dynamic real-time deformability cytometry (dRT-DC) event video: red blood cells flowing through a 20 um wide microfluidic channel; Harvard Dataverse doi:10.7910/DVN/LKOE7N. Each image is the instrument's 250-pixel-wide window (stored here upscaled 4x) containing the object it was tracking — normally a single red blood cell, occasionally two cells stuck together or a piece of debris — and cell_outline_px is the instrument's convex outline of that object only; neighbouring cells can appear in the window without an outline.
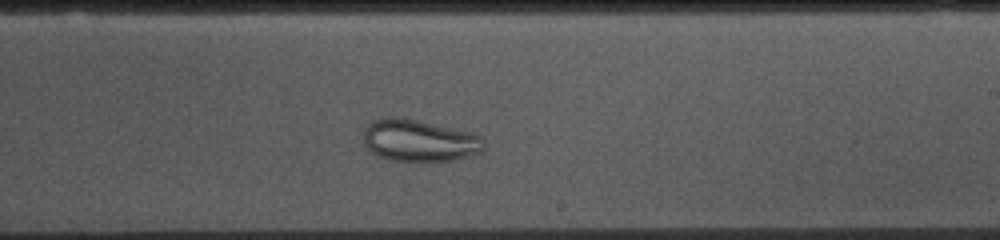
{"species": "common noctule bat (a hibernating species)", "species_latin": "Nyctalus noctula", "temperature_condition": "cold", "stored_images_in_passage": 38, "camera_frame_rate_fps": 3000, "um_per_image_px": 0.085, "animal": {"sex": "female", "body_mass_g": 10.0, "forearm_length_mm": 53.1}, "frame": {"image": 1, "passage_image": 25, "time_ms": 8.0, "image_size_px": [1000, 240], "cell_outline_px": [[484, 148], [480, 152], [452, 160], [388, 160], [376, 156], [364, 144], [364, 128], [372, 120], [388, 116], [396, 116], [416, 120], [472, 132], [480, 136], [484, 144]], "centroid_in_image_um": [35.59, 11.93], "position_along_channel_um": 253.4, "area_um2": 29.25}}
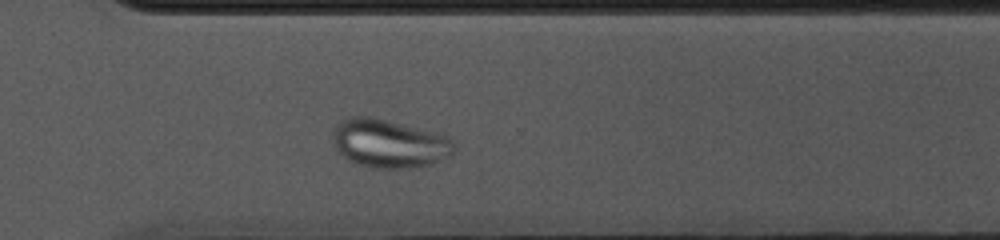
{"frame": {"image": 2, "passage_image": 32, "time_ms": 10.333, "image_size_px": [1000, 240], "cell_outline_px": [[456, 152], [452, 156], [420, 168], [368, 168], [348, 160], [332, 144], [332, 136], [336, 124], [344, 116], [372, 116], [436, 132], [448, 136], [456, 144]], "centroid_in_image_um": [33.1, 12.19], "position_along_channel_um": 337.5, "area_um2": 35.08}}
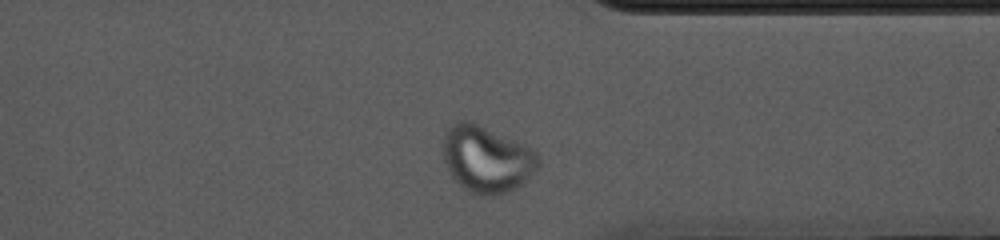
{"frame": {"image": 3, "passage_image": 35, "time_ms": 11.333, "image_size_px": [1000, 240], "cell_outline_px": [[540, 160], [536, 172], [524, 184], [508, 192], [496, 196], [476, 196], [464, 188], [452, 176], [444, 160], [444, 132], [456, 120], [468, 120], [516, 140], [536, 152]], "centroid_in_image_um": [41.39, 13.55], "position_along_channel_um": 370.0, "area_um2": 37.22}}